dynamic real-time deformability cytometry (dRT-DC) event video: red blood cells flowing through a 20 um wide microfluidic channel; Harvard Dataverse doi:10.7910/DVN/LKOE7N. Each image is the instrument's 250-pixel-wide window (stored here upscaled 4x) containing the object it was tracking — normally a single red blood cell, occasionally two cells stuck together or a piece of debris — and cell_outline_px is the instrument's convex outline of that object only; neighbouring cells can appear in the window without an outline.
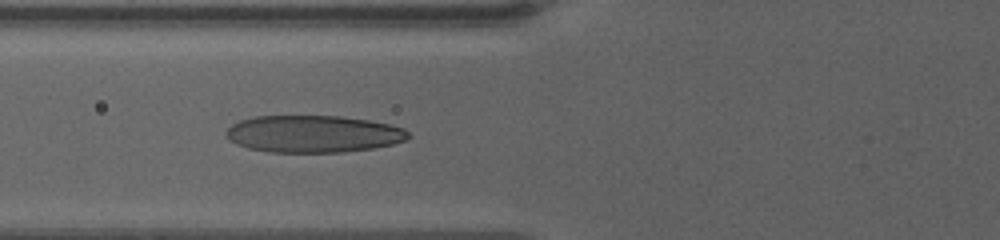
{"species": "human", "species_latin": "Homo sapiens", "temperature_condition": "warm", "stored_images_in_passage": 10, "camera_frame_rate_fps": 3000, "um_per_image_px": 0.085, "donor": {"sex": "female"}, "frame": {"image": 1, "passage_image": 7, "time_ms": 2.0, "image_size_px": [1000, 240], "cell_outline_px": [[412, 136], [404, 140], [392, 144], [372, 148], [340, 152], [268, 152], [248, 148], [236, 144], [228, 140], [224, 132], [232, 124], [240, 120], [256, 116], [340, 116], [368, 120], [388, 124], [404, 128]], "centroid_in_image_um": [26.59, 11.38], "position_along_channel_um": 99.2, "area_um2": 39.42}}
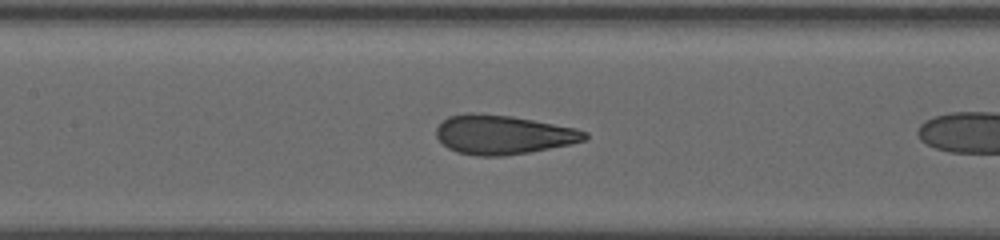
{"frame": {"image": 2, "passage_image": 9, "time_ms": 2.667, "image_size_px": [1000, 240], "cell_outline_px": [[588, 136], [584, 140], [572, 144], [528, 152], [504, 156], [476, 156], [456, 152], [448, 148], [436, 136], [436, 128], [448, 116], [468, 112], [472, 112], [512, 116], [576, 128], [588, 132]], "centroid_in_image_um": [42.75, 11.44], "position_along_channel_um": 164.7, "area_um2": 33.93}}